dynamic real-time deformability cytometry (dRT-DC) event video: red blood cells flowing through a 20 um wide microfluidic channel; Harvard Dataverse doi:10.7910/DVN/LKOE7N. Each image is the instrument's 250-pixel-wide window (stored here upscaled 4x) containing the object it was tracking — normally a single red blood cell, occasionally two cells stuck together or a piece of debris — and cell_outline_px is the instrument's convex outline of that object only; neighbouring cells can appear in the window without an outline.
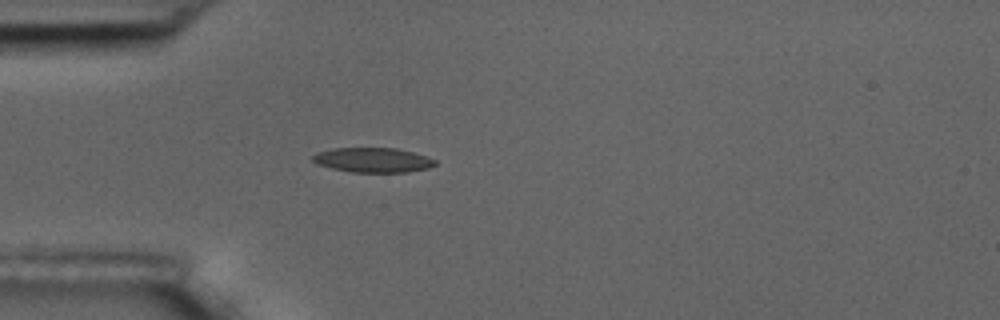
{"species": "common noctule bat (a hibernating species)", "species_latin": "Nyctalus noctula", "temperature_condition": "room temperature", "stored_images_in_passage": 4, "camera_frame_rate_fps": 3000, "um_per_image_px": 0.085, "animal": {"sex": "male", "body_mass_g": 17.5, "forearm_length_mm": 52.3}, "frame": {"image": 1, "passage_image": 4, "time_ms": 3.333, "image_size_px": [1000, 320], "cell_outline_px": [[436, 164], [428, 168], [408, 172], [352, 172], [332, 168], [320, 164], [312, 160], [312, 156], [316, 152], [332, 148], [396, 148], [412, 152], [436, 160]], "centroid_in_image_um": [31.68, 13.6], "position_along_channel_um": 53.3, "area_um2": 17.46}}